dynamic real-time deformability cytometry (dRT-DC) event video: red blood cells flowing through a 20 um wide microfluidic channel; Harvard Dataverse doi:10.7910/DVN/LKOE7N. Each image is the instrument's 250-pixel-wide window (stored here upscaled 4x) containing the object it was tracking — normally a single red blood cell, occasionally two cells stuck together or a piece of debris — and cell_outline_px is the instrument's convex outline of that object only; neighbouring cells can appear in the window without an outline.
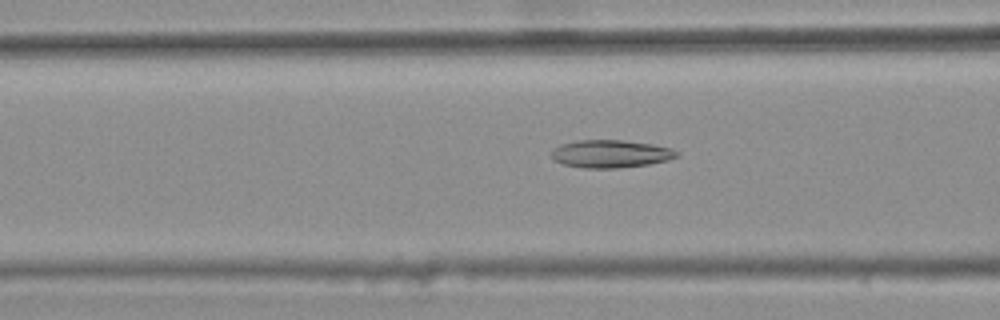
{"species": "common noctule bat (a hibernating species)", "species_latin": "Nyctalus noctula", "temperature_condition": "warm", "stored_images_in_passage": 48, "camera_frame_rate_fps": 3000, "um_per_image_px": 0.085, "animal": {"sex": "female", "body_mass_g": 25.1}, "frame": {"image": 1, "passage_image": 21, "time_ms": 6.667, "image_size_px": [1000, 320], "cell_outline_px": [[680, 156], [668, 160], [648, 164], [616, 168], [584, 168], [564, 164], [552, 160], [552, 148], [560, 144], [576, 140], [624, 140], [652, 144], [672, 148], [680, 152]], "centroid_in_image_um": [51.91, 13.07], "position_along_channel_um": 114.7, "area_um2": 20.46}}
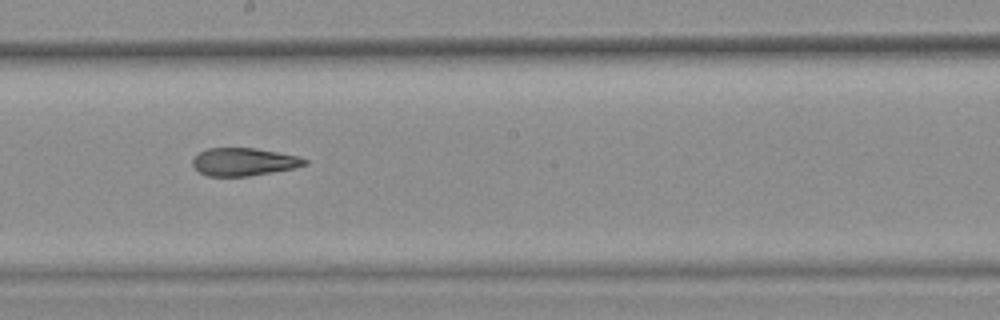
{"frame": {"image": 2, "passage_image": 30, "time_ms": 9.667, "image_size_px": [1000, 320], "cell_outline_px": [[308, 164], [292, 168], [248, 176], [208, 176], [200, 172], [192, 164], [192, 160], [200, 152], [208, 148], [256, 148], [296, 156], [308, 160]], "centroid_in_image_um": [20.7, 13.75], "position_along_channel_um": 227.5, "area_um2": 17.86}}
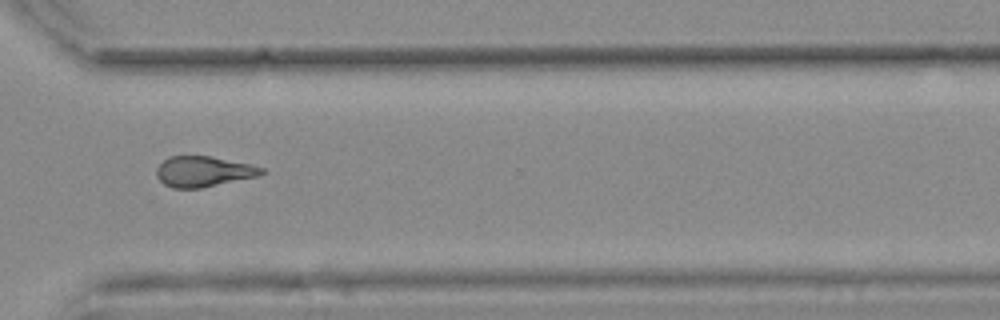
{"frame": {"image": 3, "passage_image": 40, "time_ms": 13.0, "image_size_px": [1000, 320], "cell_outline_px": [[264, 172], [256, 176], [200, 188], [172, 188], [164, 184], [156, 176], [156, 168], [168, 156], [208, 156], [252, 164], [264, 168]], "centroid_in_image_um": [17.26, 14.57], "position_along_channel_um": 353.3, "area_um2": 18.5}, "authors_computed_cell_mechanics": {"area_um2": 19.363, "velocity_mm_per_s": 3.7714, "shape_relaxation_time_tau1_ms": null, "shape_relaxation_time_tau2_ms": 3.6082, "deformation_change_tau1": null, "deformation_change_tau2": 0.1269}}